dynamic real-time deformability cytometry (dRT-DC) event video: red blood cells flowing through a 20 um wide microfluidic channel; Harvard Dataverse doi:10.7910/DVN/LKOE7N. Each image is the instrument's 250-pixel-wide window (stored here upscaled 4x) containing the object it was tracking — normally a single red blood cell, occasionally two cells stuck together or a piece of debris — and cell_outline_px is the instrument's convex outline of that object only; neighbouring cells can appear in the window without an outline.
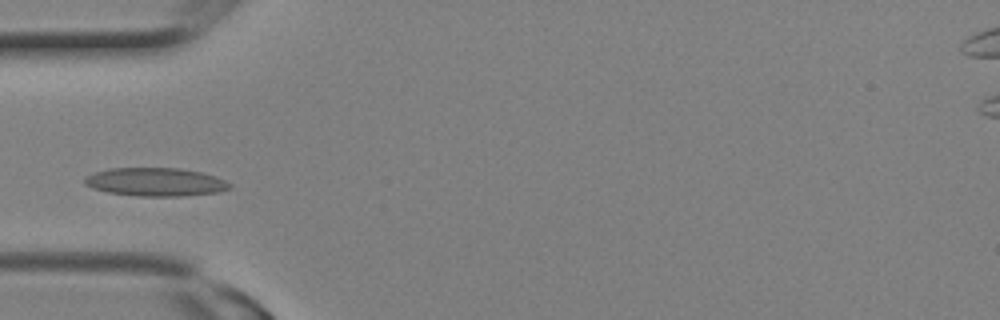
{"species": "Egyptian fruit bat (a non-hibernating species)", "species_latin": "Rousettus aegyptiacus", "temperature_condition": "room temperature", "stored_images_in_passage": 7, "camera_frame_rate_fps": 3000, "um_per_image_px": 0.085, "animal": {"sex": "female"}, "frame": {"image": 1, "passage_image": 6, "time_ms": 1.667, "image_size_px": [1000, 320], "cell_outline_px": [[232, 188], [216, 192], [180, 196], [136, 196], [108, 192], [92, 188], [84, 184], [84, 176], [108, 168], [180, 168], [200, 172], [216, 176], [232, 184]], "centroid_in_image_um": [13.2, 15.46], "position_along_channel_um": 71.8, "area_um2": 23.99}}